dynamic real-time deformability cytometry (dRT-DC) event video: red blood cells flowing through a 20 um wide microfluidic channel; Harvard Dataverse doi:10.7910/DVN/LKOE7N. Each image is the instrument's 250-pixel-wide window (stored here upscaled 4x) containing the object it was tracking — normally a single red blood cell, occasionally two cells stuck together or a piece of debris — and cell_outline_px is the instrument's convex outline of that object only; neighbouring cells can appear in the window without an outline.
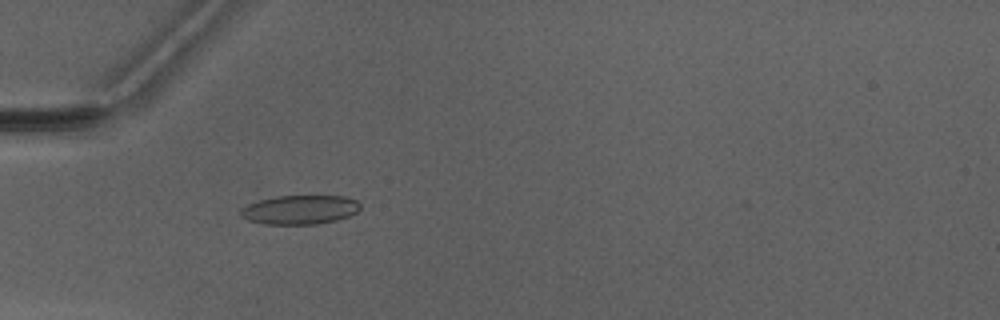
{"species": "Egyptian fruit bat (a non-hibernating species)", "species_latin": "Rousettus aegyptiacus", "temperature_condition": "warm", "stored_images_in_passage": 3, "camera_frame_rate_fps": 3000, "um_per_image_px": 0.085, "animal": {"sex": "male"}, "frame": {"image": 1, "passage_image": 2, "time_ms": 1.333, "image_size_px": [1000, 320], "cell_outline_px": [[360, 208], [356, 212], [348, 216], [336, 220], [316, 224], [264, 224], [248, 220], [240, 216], [240, 208], [248, 204], [260, 200], [276, 196], [344, 196], [356, 200], [360, 204]], "centroid_in_image_um": [25.47, 17.82], "position_along_channel_um": 59.5, "area_um2": 20.23}}
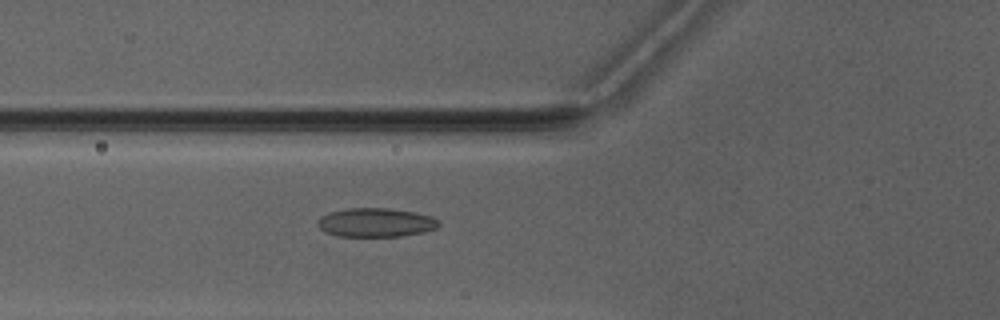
{"frame": {"image": 2, "passage_image": 3, "time_ms": 2.333, "image_size_px": [1000, 320], "cell_outline_px": [[440, 224], [436, 228], [424, 232], [400, 236], [336, 236], [324, 232], [316, 224], [316, 220], [320, 216], [328, 212], [348, 208], [388, 208], [412, 212], [432, 216]], "centroid_in_image_um": [31.87, 18.91], "position_along_channel_um": 93.9, "area_um2": 20.46}}